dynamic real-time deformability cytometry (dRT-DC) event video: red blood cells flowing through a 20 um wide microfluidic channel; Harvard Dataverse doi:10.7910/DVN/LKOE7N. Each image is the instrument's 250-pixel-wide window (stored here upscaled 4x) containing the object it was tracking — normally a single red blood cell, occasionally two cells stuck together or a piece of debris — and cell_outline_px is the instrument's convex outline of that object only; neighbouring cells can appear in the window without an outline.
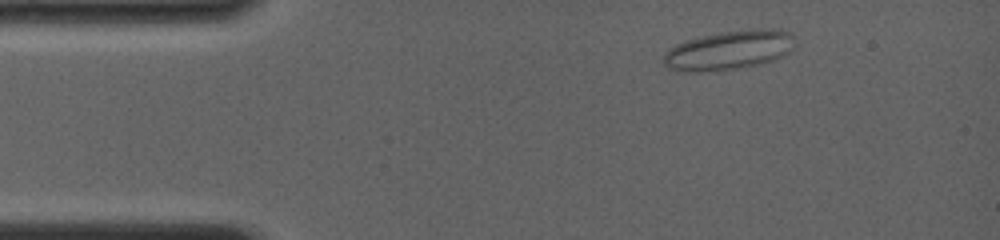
{"species": "common noctule bat (a hibernating species)", "species_latin": "Nyctalus noctula", "temperature_condition": "room temperature", "stored_images_in_passage": 54, "camera_frame_rate_fps": 4000, "um_per_image_px": 0.085, "animal": {"sex": "female", "body_mass_g": 19.0, "forearm_length_mm": 56.7}, "frame": {"image": 1, "passage_image": 1, "time_ms": 0.0, "image_size_px": [1000, 240], "cell_outline_px": [[796, 36], [788, 52], [772, 60], [760, 64], [732, 68], [688, 72], [672, 68], [664, 60], [664, 52], [668, 48], [684, 40], [720, 32], [756, 28], [780, 28]], "centroid_in_image_um": [61.99, 4.21], "position_along_channel_um": 23.0, "area_um2": 29.54}}
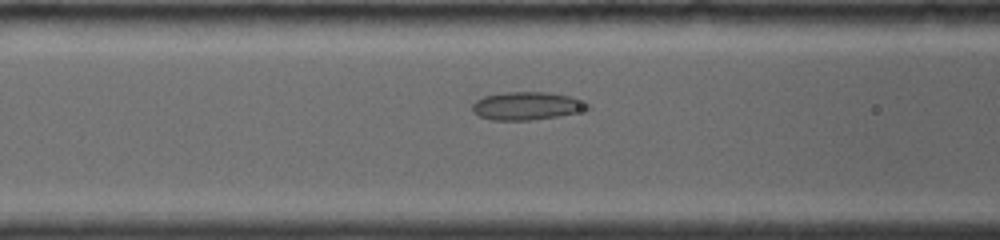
{"frame": {"image": 2, "passage_image": 37, "time_ms": 4.0, "image_size_px": [1000, 240], "cell_outline_px": [[592, 108], [576, 112], [556, 116], [528, 120], [492, 120], [480, 116], [472, 112], [472, 104], [476, 100], [484, 96], [508, 92], [548, 92], [568, 96], [588, 104]], "centroid_in_image_um": [44.73, 9.0], "position_along_channel_um": 121.9, "area_um2": 18.5}}
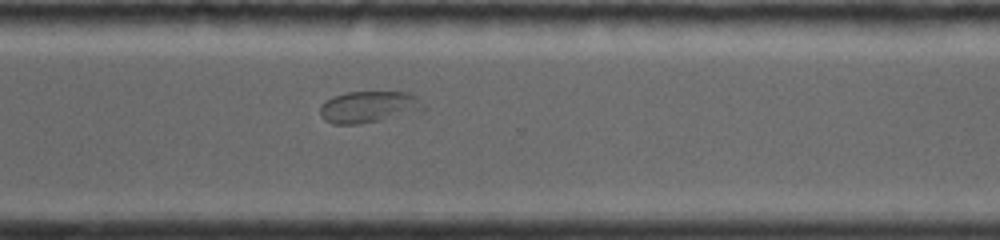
{"frame": {"image": 3, "passage_image": 54, "time_ms": 9.5, "image_size_px": [1000, 240], "cell_outline_px": [[428, 108], [376, 120], [356, 124], [332, 124], [324, 120], [320, 116], [320, 108], [332, 96], [344, 92], [408, 92], [420, 96]], "centroid_in_image_um": [31.36, 9.06], "position_along_channel_um": 339.2, "area_um2": 18.84}}